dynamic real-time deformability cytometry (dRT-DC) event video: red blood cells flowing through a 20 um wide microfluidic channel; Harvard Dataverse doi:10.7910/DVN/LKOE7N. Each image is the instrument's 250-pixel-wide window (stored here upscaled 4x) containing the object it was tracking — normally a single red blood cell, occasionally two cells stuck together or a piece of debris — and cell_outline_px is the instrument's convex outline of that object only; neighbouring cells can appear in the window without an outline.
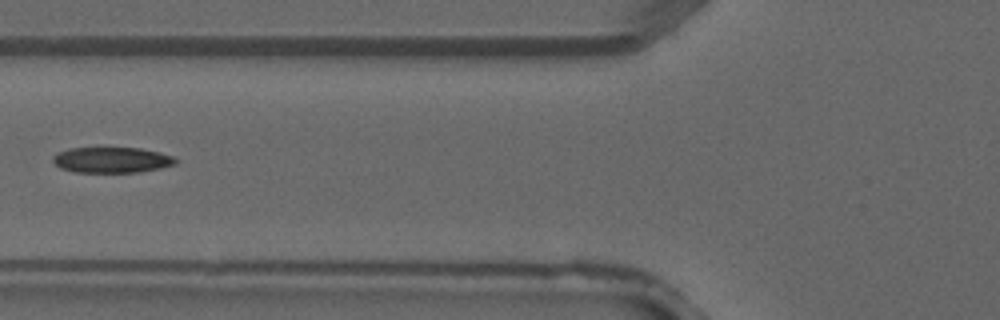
{"species": "common noctule bat (a hibernating species)", "species_latin": "Nyctalus noctula", "temperature_condition": "warm", "stored_images_in_passage": 4, "camera_frame_rate_fps": 3000, "um_per_image_px": 0.085, "animal": {"sex": "male", "forearm_length_mm": 52.5}, "frame": {"image": 1, "passage_image": 4, "time_ms": 1.0, "image_size_px": [1000, 320], "cell_outline_px": [[176, 164], [160, 168], [140, 172], [76, 172], [60, 168], [52, 160], [52, 156], [60, 152], [72, 148], [140, 148], [160, 152], [172, 156], [176, 160]], "centroid_in_image_um": [9.51, 13.6], "position_along_channel_um": 116.3, "area_um2": 18.21}}